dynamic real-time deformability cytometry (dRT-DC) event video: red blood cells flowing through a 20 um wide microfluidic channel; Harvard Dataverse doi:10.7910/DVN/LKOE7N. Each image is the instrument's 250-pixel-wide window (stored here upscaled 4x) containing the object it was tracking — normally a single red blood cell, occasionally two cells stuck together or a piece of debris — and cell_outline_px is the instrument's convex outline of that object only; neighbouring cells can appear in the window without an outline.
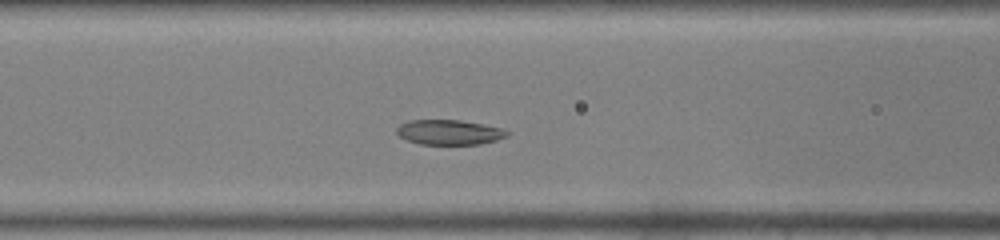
{"species": "common noctule bat (a hibernating species)", "species_latin": "Nyctalus noctula", "temperature_condition": "warm", "stored_images_in_passage": 37, "camera_frame_rate_fps": 3000, "um_per_image_px": 0.085, "animal": {"sex": "male", "body_mass_g": 19.0, "forearm_length_mm": 50.8}, "frame": {"image": 1, "passage_image": 11, "time_ms": 3.333, "image_size_px": [1000, 240], "cell_outline_px": [[508, 136], [496, 140], [480, 144], [420, 144], [408, 140], [400, 136], [396, 132], [396, 128], [400, 124], [408, 120], [460, 120], [484, 124], [504, 128], [508, 132]], "centroid_in_image_um": [38.2, 11.23], "position_along_channel_um": 128.4, "area_um2": 16.07}}
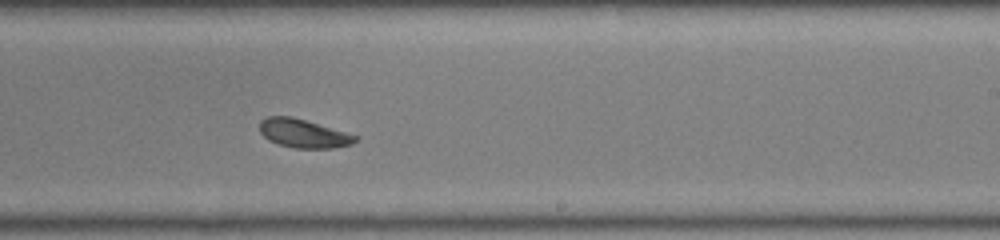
{"frame": {"image": 2, "passage_image": 20, "time_ms": 6.333, "image_size_px": [1000, 240], "cell_outline_px": [[360, 136], [352, 144], [332, 148], [292, 148], [276, 144], [268, 140], [260, 132], [260, 120], [268, 116], [292, 116]], "centroid_in_image_um": [25.78, 11.34], "position_along_channel_um": 263.2, "area_um2": 16.07}}
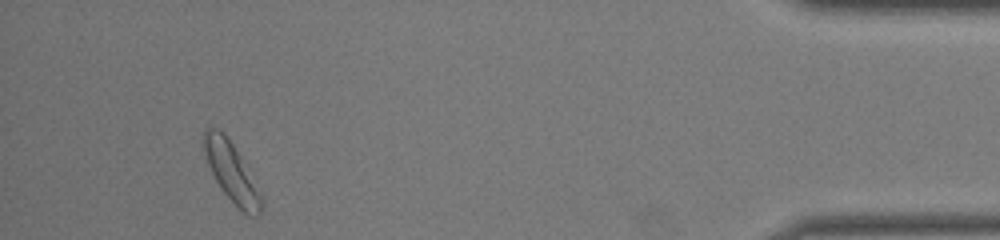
{"frame": {"image": 3, "passage_image": 34, "time_ms": 11.0, "image_size_px": [1000, 240], "cell_outline_px": [[260, 212], [256, 216], [248, 216], [220, 188], [208, 164], [200, 140], [204, 132], [208, 128], [220, 128], [224, 132], [240, 156], [260, 196]], "centroid_in_image_um": [19.58, 14.54], "position_along_channel_um": 415.6, "area_um2": 18.96}}